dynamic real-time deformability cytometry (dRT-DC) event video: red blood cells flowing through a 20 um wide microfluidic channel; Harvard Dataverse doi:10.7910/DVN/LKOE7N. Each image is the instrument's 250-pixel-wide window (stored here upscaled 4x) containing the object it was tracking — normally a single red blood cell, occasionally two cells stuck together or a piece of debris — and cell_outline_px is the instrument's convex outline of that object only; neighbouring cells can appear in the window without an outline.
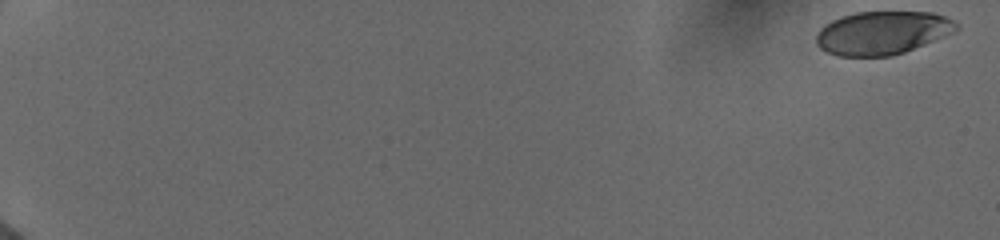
{"species": "human", "species_latin": "Homo sapiens", "temperature_condition": "cold", "stored_images_in_passage": 54, "camera_frame_rate_fps": 3000, "um_per_image_px": 0.085, "donor": {"sex": "female"}, "frame": {"image": 1, "passage_image": 1, "time_ms": 0.0, "image_size_px": [1000, 240], "cell_outline_px": [[960, 28], [952, 32], [904, 52], [892, 56], [840, 56], [828, 52], [820, 48], [816, 44], [816, 36], [820, 28], [824, 24], [832, 20], [856, 12], [932, 12], [944, 16], [960, 24]], "centroid_in_image_um": [74.98, 2.79], "position_along_channel_um": 10.0, "area_um2": 35.08}}
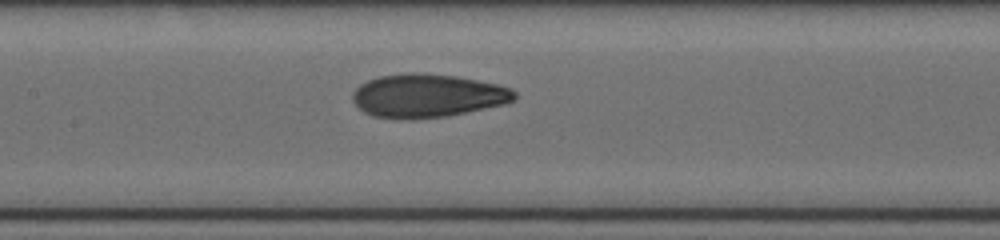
{"frame": {"image": 2, "passage_image": 30, "time_ms": 9.667, "image_size_px": [1000, 240], "cell_outline_px": [[516, 100], [504, 104], [448, 116], [412, 120], [372, 116], [364, 112], [352, 100], [352, 92], [360, 84], [368, 80], [380, 76], [408, 72], [416, 72], [456, 76], [496, 84], [508, 88], [516, 92]], "centroid_in_image_um": [36.31, 8.14], "position_along_channel_um": 171.1, "area_um2": 41.04}}
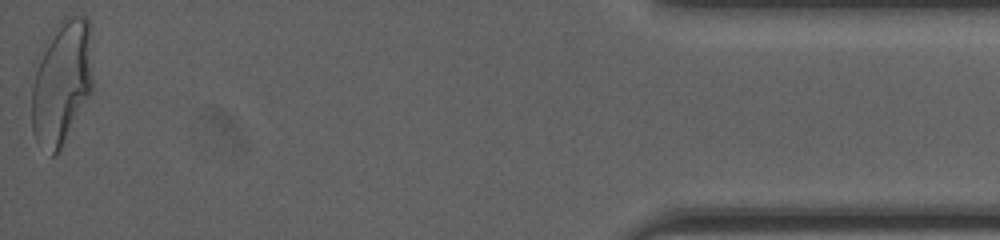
{"frame": {"image": 3, "passage_image": 54, "time_ms": 18.0, "image_size_px": [1000, 240], "cell_outline_px": [[92, 92], [56, 156], [52, 156], [36, 140], [32, 132], [32, 64], [44, 40], [52, 28], [64, 16], [84, 16], [88, 20], [92, 76]], "centroid_in_image_um": [5.18, 6.95], "position_along_channel_um": 430.0, "area_um2": 45.2}, "authors_computed_cell_mechanics": {"area_um2": 39.5352, "velocity_mm_per_s": 3.9361, "shape_relaxation_time_tau1_ms": 4.9817, "shape_relaxation_time_tau2_ms": 1.1743, "deformation_change_tau1": 0.1882, "deformation_change_tau2": 0.0701}}